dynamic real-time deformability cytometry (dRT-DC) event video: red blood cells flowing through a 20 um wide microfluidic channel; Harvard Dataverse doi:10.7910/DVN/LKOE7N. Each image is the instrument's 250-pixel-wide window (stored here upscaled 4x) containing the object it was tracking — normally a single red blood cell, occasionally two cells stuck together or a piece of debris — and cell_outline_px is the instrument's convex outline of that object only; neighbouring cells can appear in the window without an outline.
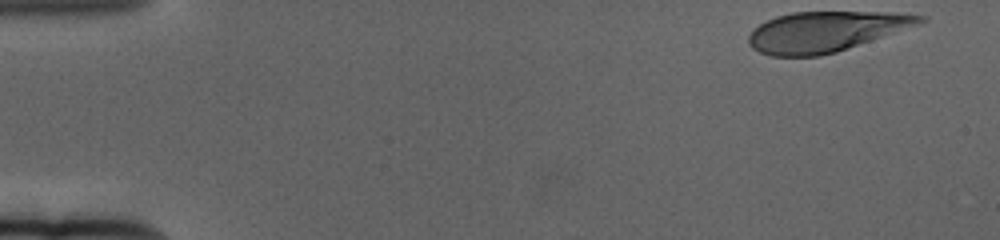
{"species": "human", "species_latin": "Homo sapiens", "temperature_condition": "cold", "stored_images_in_passage": 58, "camera_frame_rate_fps": 3000, "um_per_image_px": 0.085, "donor": {"sex": "female"}, "frame": {"image": 1, "passage_image": 1, "time_ms": 0.0, "image_size_px": [1000, 240], "cell_outline_px": [[928, 20], [920, 24], [836, 52], [820, 56], [772, 56], [760, 52], [752, 48], [748, 44], [748, 36], [760, 24], [776, 16], [792, 12], [888, 12], [928, 16]], "centroid_in_image_um": [70.19, 2.68], "position_along_channel_um": 14.8, "area_um2": 40.0}}
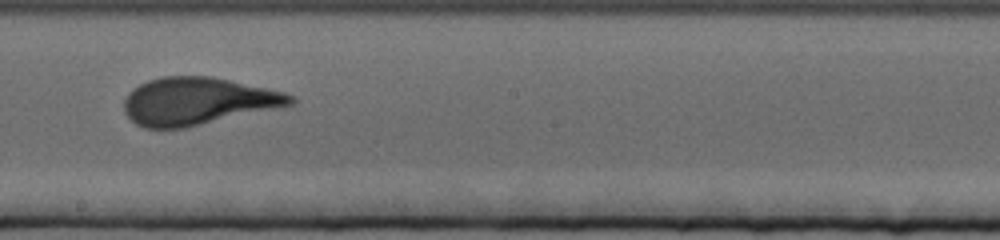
{"frame": {"image": 2, "passage_image": 32, "time_ms": 10.333, "image_size_px": [1000, 240], "cell_outline_px": [[296, 100], [292, 104], [184, 128], [144, 128], [136, 124], [124, 112], [124, 100], [128, 92], [132, 88], [148, 80], [164, 76], [212, 76], [284, 92], [296, 96]], "centroid_in_image_um": [16.75, 8.59], "position_along_channel_um": 231.4, "area_um2": 45.66}}
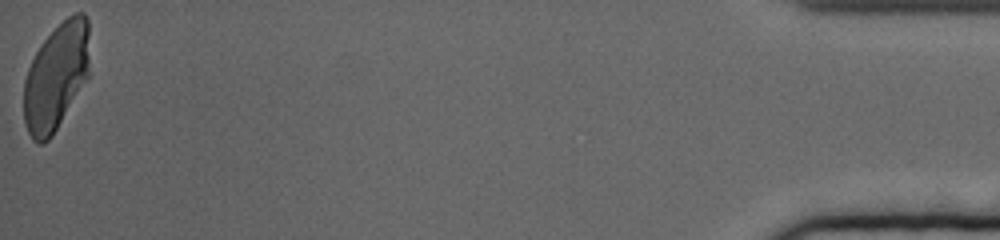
{"frame": {"image": 3, "passage_image": 58, "time_ms": 19.0, "image_size_px": [1000, 240], "cell_outline_px": [[88, 76], [52, 136], [48, 140], [40, 144], [32, 140], [28, 132], [24, 120], [24, 80], [28, 68], [40, 44], [68, 16], [76, 12], [84, 12], [88, 20]], "centroid_in_image_um": [4.75, 6.52], "position_along_channel_um": 430.4, "area_um2": 40.52}, "authors_computed_cell_mechanics": {"area_um2": 44.1592, "velocity_mm_per_s": 3.3212, "shape_relaxation_time_tau1_ms": 4.4402, "shape_relaxation_time_tau2_ms": null, "deformation_change_tau1": 0.2182, "deformation_change_tau2": null}}